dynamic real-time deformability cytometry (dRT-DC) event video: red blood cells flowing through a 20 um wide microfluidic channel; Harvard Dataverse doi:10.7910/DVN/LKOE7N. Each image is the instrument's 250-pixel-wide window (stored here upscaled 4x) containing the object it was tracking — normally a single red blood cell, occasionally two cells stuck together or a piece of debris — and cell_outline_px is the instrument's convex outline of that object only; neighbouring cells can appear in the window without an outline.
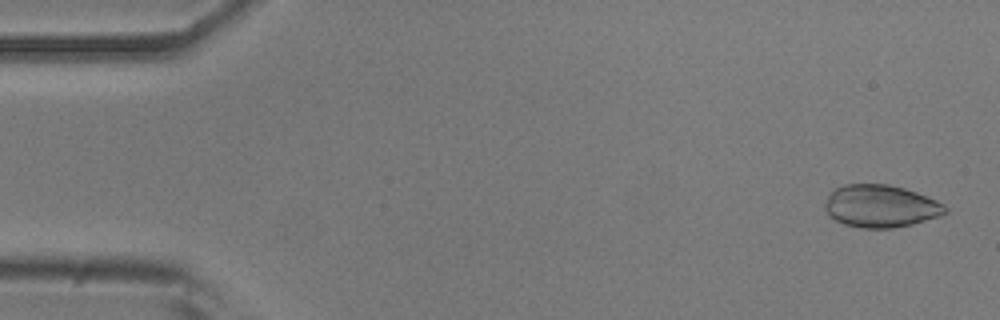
{"species": "common noctule bat (a hibernating species)", "species_latin": "Nyctalus noctula", "temperature_condition": "room temperature", "stored_images_in_passage": 52, "camera_frame_rate_fps": 3000, "um_per_image_px": 0.085, "animal": {"sex": "male", "body_mass_g": 20.5, "forearm_length_mm": 52.5}, "frame": {"image": 1, "passage_image": 2, "time_ms": 0.333, "image_size_px": [1000, 320], "cell_outline_px": [[948, 212], [940, 216], [912, 224], [892, 228], [860, 228], [844, 224], [828, 216], [824, 208], [824, 204], [828, 196], [836, 188], [844, 184], [888, 184], [904, 188], [916, 192], [936, 200], [944, 204], [948, 208]], "centroid_in_image_um": [74.85, 17.52], "position_along_channel_um": 10.1, "area_um2": 29.88}}
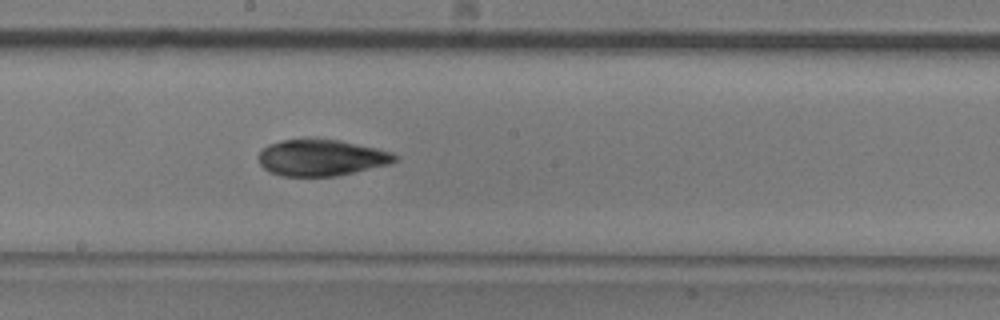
{"frame": {"image": 2, "passage_image": 28, "time_ms": 9.0, "image_size_px": [1000, 320], "cell_outline_px": [[400, 160], [392, 164], [336, 176], [280, 176], [268, 172], [260, 164], [260, 148], [268, 144], [280, 140], [308, 136], [340, 140], [376, 148], [392, 152], [400, 156]], "centroid_in_image_um": [27.33, 13.37], "position_along_channel_um": 220.9, "area_um2": 29.88}}
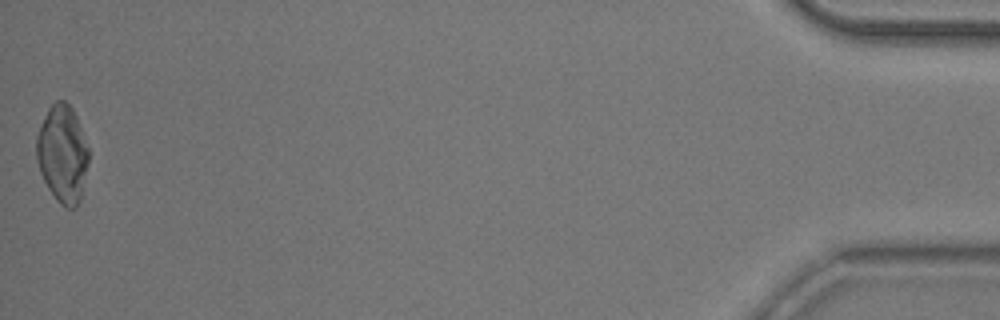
{"frame": {"image": 3, "passage_image": 52, "time_ms": 17.0, "image_size_px": [1000, 320], "cell_outline_px": [[88, 164], [80, 200], [76, 208], [64, 208], [56, 200], [48, 188], [40, 172], [36, 160], [36, 136], [48, 108], [56, 100], [64, 100], [72, 108], [76, 116], [88, 148]], "centroid_in_image_um": [5.3, 13.1], "position_along_channel_um": 429.9, "area_um2": 29.59}, "authors_computed_cell_mechanics": {"area_um2": 29.5069, "velocity_mm_per_s": 3.8423, "shape_relaxation_time_tau1_ms": null, "shape_relaxation_time_tau2_ms": 2.1866, "deformation_change_tau1": null, "deformation_change_tau2": 0.0552}}